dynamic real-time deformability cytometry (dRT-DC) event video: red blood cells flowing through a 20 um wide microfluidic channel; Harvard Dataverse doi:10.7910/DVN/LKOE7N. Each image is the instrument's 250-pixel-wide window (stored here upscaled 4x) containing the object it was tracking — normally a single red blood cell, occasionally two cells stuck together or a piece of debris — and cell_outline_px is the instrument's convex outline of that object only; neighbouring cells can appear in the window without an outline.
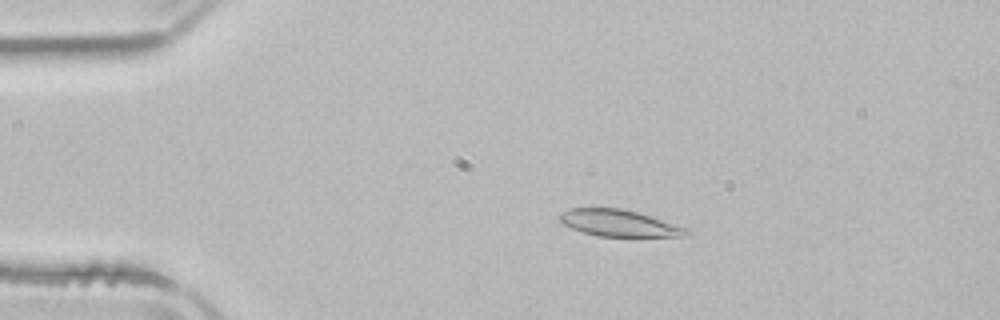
{"species": "common noctule bat (a hibernating species)", "species_latin": "Nyctalus noctula", "temperature_condition": "room temperature", "stored_images_in_passage": 3, "camera_frame_rate_fps": 3000, "um_per_image_px": 0.085, "animal": {"sex": "male", "body_mass_g": 21.5, "forearm_length_mm": 52.0}, "frame": {"image": 1, "passage_image": 2, "time_ms": 2.333, "image_size_px": [1000, 320], "cell_outline_px": [[688, 232], [680, 236], [596, 236], [572, 228], [564, 224], [560, 220], [560, 212], [568, 208], [620, 208], [636, 212], [688, 228]], "centroid_in_image_um": [52.55, 18.95], "position_along_channel_um": 32.4, "area_um2": 19.25}}